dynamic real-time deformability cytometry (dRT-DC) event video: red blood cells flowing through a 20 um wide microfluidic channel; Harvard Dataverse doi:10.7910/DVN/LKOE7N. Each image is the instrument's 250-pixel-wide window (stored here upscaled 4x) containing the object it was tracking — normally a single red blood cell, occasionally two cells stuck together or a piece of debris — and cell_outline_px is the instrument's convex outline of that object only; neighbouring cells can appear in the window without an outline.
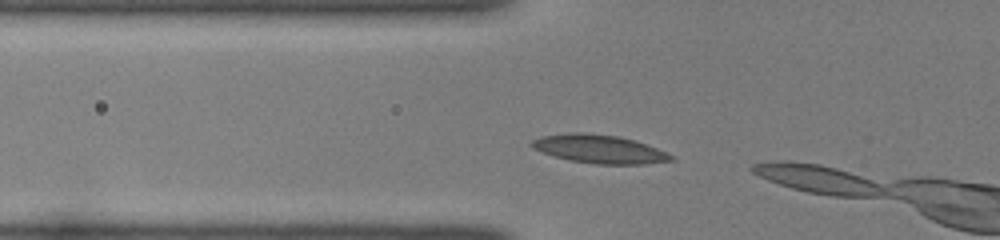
{"species": "common noctule bat (a hibernating species)", "species_latin": "Nyctalus noctula", "temperature_condition": "room temperature", "stored_images_in_passage": 4, "camera_frame_rate_fps": 3000, "um_per_image_px": 0.085, "animal": {"sex": "female", "body_mass_g": 22.0, "forearm_length_mm": 56.7}, "frame": {"image": 1, "passage_image": 2, "time_ms": 0.333, "image_size_px": [1000, 240], "cell_outline_px": [[676, 160], [644, 164], [596, 164], [568, 160], [532, 148], [528, 144], [532, 140], [540, 136], [572, 132], [584, 132], [620, 136], [636, 140], [648, 144], [676, 156]], "centroid_in_image_um": [50.99, 12.66], "position_along_channel_um": 74.8, "area_um2": 23.41}}